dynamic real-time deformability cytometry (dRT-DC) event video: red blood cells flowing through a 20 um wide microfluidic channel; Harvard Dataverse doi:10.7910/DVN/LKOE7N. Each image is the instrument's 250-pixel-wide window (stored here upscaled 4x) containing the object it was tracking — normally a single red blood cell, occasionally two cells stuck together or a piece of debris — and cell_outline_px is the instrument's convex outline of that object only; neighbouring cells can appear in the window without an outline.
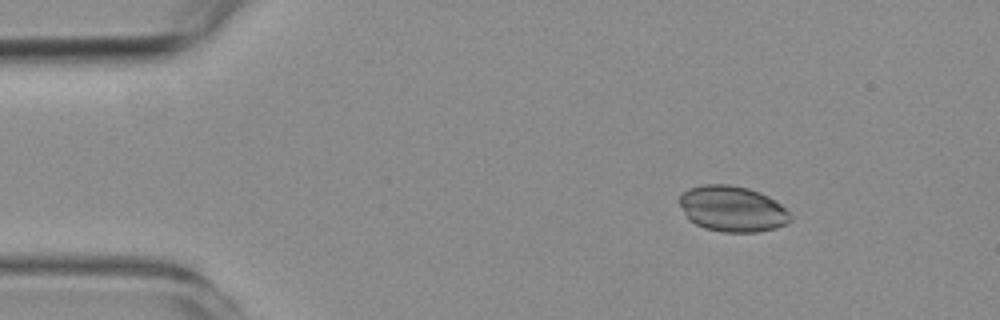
{"species": "common noctule bat (a hibernating species)", "species_latin": "Nyctalus noctula", "temperature_condition": "room temperature", "stored_images_in_passage": 21, "camera_frame_rate_fps": 3000, "um_per_image_px": 0.085, "animal": {"sex": "female", "body_mass_g": 19.3, "forearm_length_mm": 54.1}, "frame": {"image": 1, "passage_image": 7, "time_ms": 2.0, "image_size_px": [1000, 320], "cell_outline_px": [[792, 220], [776, 228], [756, 232], [724, 232], [704, 228], [688, 220], [680, 204], [680, 196], [688, 188], [704, 184], [728, 184], [748, 188], [760, 192], [768, 196], [780, 204], [792, 216]], "centroid_in_image_um": [62.24, 17.75], "position_along_channel_um": 22.8, "area_um2": 29.54}}